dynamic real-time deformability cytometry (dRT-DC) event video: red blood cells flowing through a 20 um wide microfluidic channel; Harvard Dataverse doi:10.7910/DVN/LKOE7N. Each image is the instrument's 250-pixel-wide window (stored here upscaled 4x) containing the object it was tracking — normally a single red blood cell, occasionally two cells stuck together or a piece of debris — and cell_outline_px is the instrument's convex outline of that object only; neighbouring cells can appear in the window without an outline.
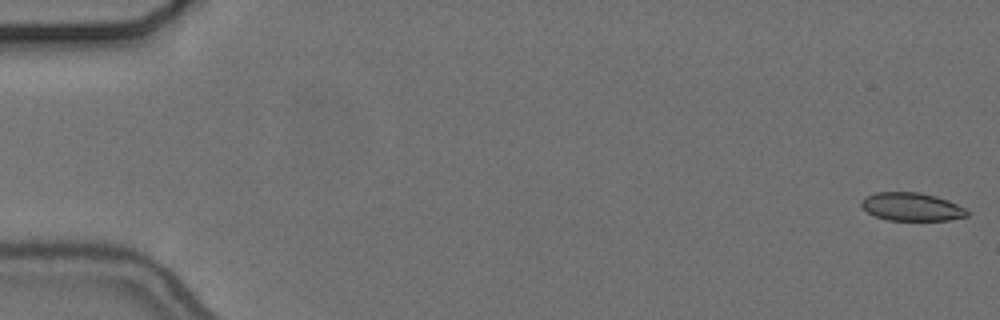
{"species": "common noctule bat (a hibernating species)", "species_latin": "Nyctalus noctula", "temperature_condition": "cold", "stored_images_in_passage": 56, "camera_frame_rate_fps": 3000, "um_per_image_px": 0.085, "animal": {"sex": "female", "body_mass_g": 24.6, "forearm_length_mm": 56.2}, "frame": {"image": 1, "passage_image": 1, "time_ms": 0.0, "image_size_px": [1000, 320], "cell_outline_px": [[968, 216], [948, 220], [888, 220], [876, 216], [868, 212], [860, 204], [868, 196], [876, 192], [920, 192], [936, 196], [948, 200], [964, 208], [968, 212]], "centroid_in_image_um": [77.52, 17.57], "position_along_channel_um": 7.5, "area_um2": 17.11}}
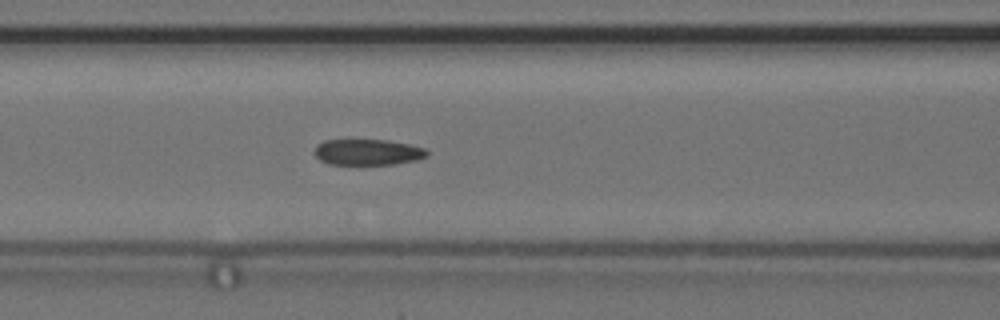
{"frame": {"image": 2, "passage_image": 24, "time_ms": 7.667, "image_size_px": [1000, 320], "cell_outline_px": [[428, 156], [416, 160], [392, 164], [328, 164], [320, 160], [316, 156], [316, 144], [324, 140], [388, 140], [408, 144], [424, 148], [428, 152]], "centroid_in_image_um": [31.25, 12.93], "position_along_channel_um": 135.3, "area_um2": 16.88}}
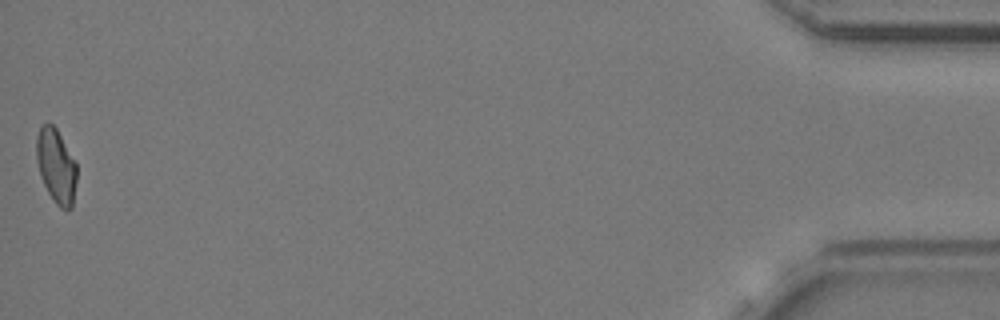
{"frame": {"image": 3, "passage_image": 56, "time_ms": 18.333, "image_size_px": [1000, 320], "cell_outline_px": [[76, 180], [72, 208], [60, 208], [56, 204], [48, 192], [40, 176], [36, 160], [36, 136], [40, 128], [48, 120], [56, 128], [76, 164]], "centroid_in_image_um": [4.75, 14.09], "position_along_channel_um": 430.5, "area_um2": 17.28}, "authors_computed_cell_mechanics": {"area_um2": 18.1492, "velocity_mm_per_s": 3.6745, "shape_relaxation_time_tau1_ms": 5.1366, "shape_relaxation_time_tau2_ms": 3.5847, "deformation_change_tau1": 0.1347, "deformation_change_tau2": 0.0873}}